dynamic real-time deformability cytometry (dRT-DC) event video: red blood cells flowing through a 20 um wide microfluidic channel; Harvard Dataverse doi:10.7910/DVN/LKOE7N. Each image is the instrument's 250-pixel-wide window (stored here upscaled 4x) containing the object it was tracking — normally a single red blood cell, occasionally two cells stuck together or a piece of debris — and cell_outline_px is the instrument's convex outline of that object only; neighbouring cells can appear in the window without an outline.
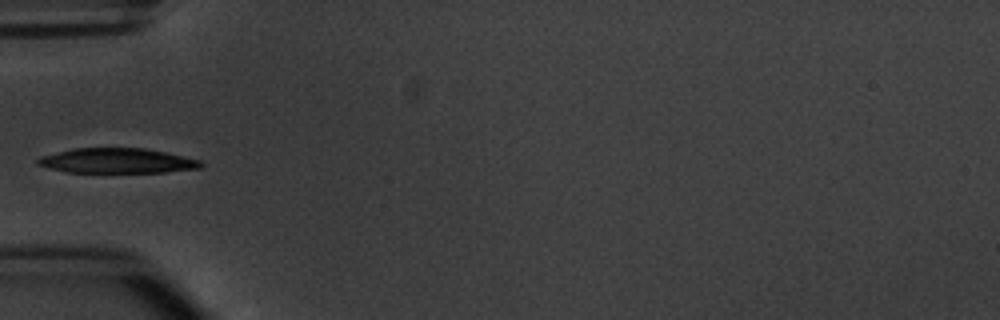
{"species": "common noctule bat (a hibernating species)", "species_latin": "Nyctalus noctula", "temperature_condition": "warm", "stored_images_in_passage": 3, "camera_frame_rate_fps": 3000, "um_per_image_px": 0.085, "animal": {"sex": "male", "body_mass_g": 20.1, "forearm_length_mm": 53.5}, "frame": {"image": 1, "passage_image": 3, "time_ms": 2.333, "image_size_px": [1000, 320], "cell_outline_px": [[204, 164], [200, 168], [164, 172], [64, 172], [48, 168], [36, 164], [36, 160], [40, 156], [76, 148], [144, 148], [184, 156], [200, 160]], "centroid_in_image_um": [9.93, 13.67], "position_along_channel_um": 75.1, "area_um2": 23.64}}